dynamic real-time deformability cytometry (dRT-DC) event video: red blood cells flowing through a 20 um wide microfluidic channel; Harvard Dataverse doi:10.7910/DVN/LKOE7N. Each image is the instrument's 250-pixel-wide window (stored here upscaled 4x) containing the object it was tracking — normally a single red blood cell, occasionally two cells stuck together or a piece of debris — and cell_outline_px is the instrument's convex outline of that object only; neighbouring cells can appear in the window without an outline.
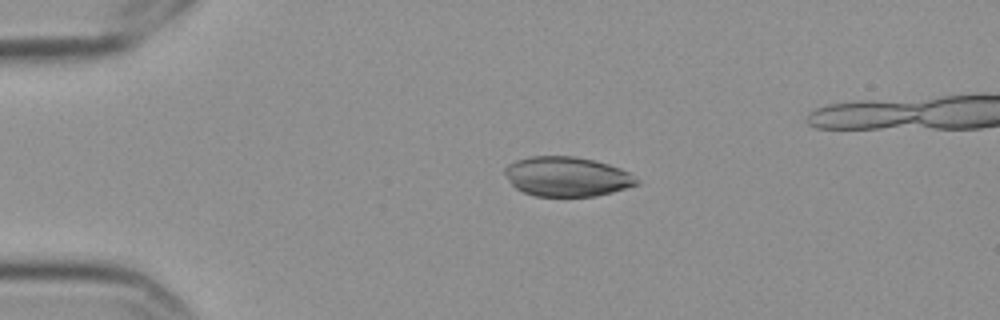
{"species": "Egyptian fruit bat (a non-hibernating species)", "species_latin": "Rousettus aegyptiacus", "temperature_condition": "cold", "stored_images_in_passage": 6, "camera_frame_rate_fps": 3000, "um_per_image_px": 0.085, "frame": {"image": 1, "passage_image": 3, "time_ms": 0.667, "image_size_px": [1000, 320], "cell_outline_px": [[640, 184], [612, 192], [596, 196], [536, 196], [524, 192], [516, 188], [508, 180], [504, 172], [504, 168], [508, 164], [516, 160], [532, 156], [576, 156], [608, 164], [620, 168], [628, 172], [640, 180]], "centroid_in_image_um": [48.2, 15.01], "position_along_channel_um": 36.8, "area_um2": 30.46}}
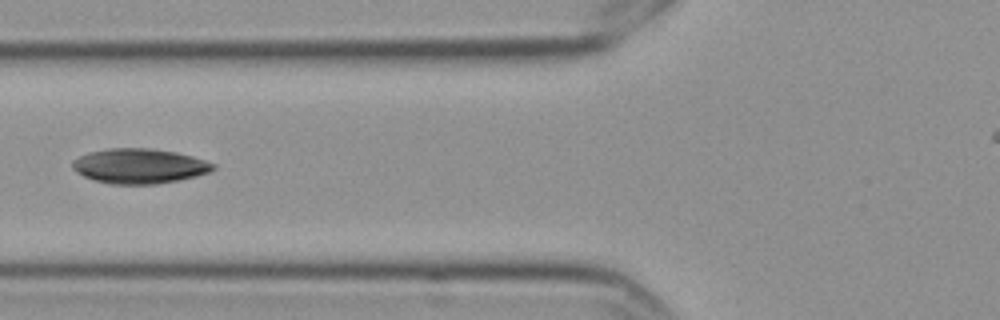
{"frame": {"image": 2, "passage_image": 6, "time_ms": 1.667, "image_size_px": [1000, 320], "cell_outline_px": [[216, 168], [208, 172], [196, 176], [180, 180], [156, 184], [108, 184], [84, 176], [76, 172], [72, 168], [72, 160], [88, 152], [108, 148], [152, 148], [176, 152], [192, 156], [216, 164]], "centroid_in_image_um": [11.84, 14.11], "position_along_channel_um": 114.0, "area_um2": 28.73}}